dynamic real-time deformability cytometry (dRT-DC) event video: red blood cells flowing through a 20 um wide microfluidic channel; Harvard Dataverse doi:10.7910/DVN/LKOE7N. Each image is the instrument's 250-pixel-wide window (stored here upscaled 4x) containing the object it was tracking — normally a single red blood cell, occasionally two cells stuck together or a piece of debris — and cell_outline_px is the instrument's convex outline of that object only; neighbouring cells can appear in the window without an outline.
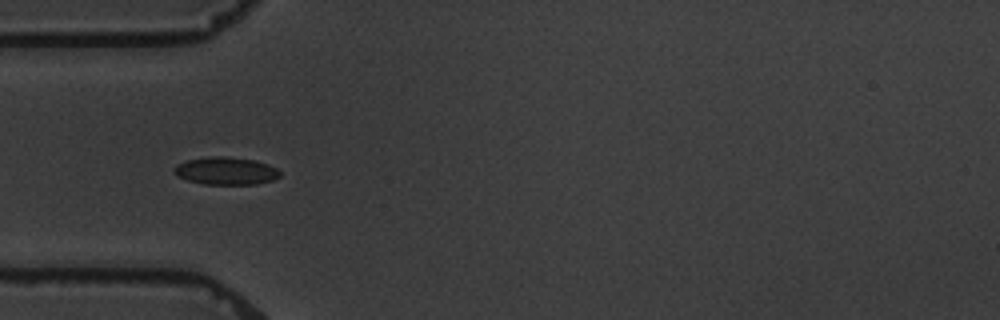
{"species": "common noctule bat (a hibernating species)", "species_latin": "Nyctalus noctula", "temperature_condition": "warm", "stored_images_in_passage": 7, "camera_frame_rate_fps": 3000, "um_per_image_px": 0.085, "animal": {"sex": "male", "body_mass_g": 19.5, "forearm_length_mm": 54.6}, "frame": {"image": 1, "passage_image": 6, "time_ms": 5.667, "image_size_px": [1000, 320], "cell_outline_px": [[280, 176], [272, 180], [256, 184], [204, 184], [188, 180], [176, 176], [172, 172], [172, 168], [176, 164], [184, 160], [208, 156], [224, 156], [256, 160], [268, 164], [276, 168], [280, 172]], "centroid_in_image_um": [19.14, 14.51], "position_along_channel_um": 65.9, "area_um2": 17.28}}
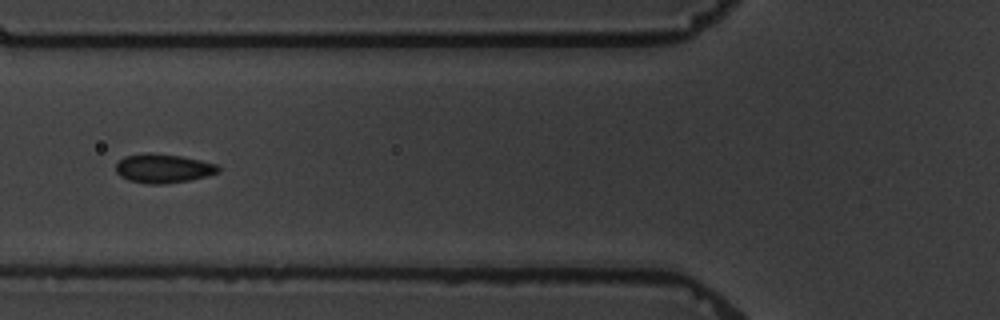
{"frame": {"image": 2, "passage_image": 7, "time_ms": 7.0, "image_size_px": [1000, 320], "cell_outline_px": [[220, 172], [208, 176], [188, 180], [164, 184], [148, 184], [128, 180], [120, 176], [116, 172], [116, 164], [124, 156], [144, 152], [152, 152], [180, 156], [200, 160], [216, 164], [220, 168]], "centroid_in_image_um": [13.86, 14.31], "position_along_channel_um": 111.9, "area_um2": 17.46}}